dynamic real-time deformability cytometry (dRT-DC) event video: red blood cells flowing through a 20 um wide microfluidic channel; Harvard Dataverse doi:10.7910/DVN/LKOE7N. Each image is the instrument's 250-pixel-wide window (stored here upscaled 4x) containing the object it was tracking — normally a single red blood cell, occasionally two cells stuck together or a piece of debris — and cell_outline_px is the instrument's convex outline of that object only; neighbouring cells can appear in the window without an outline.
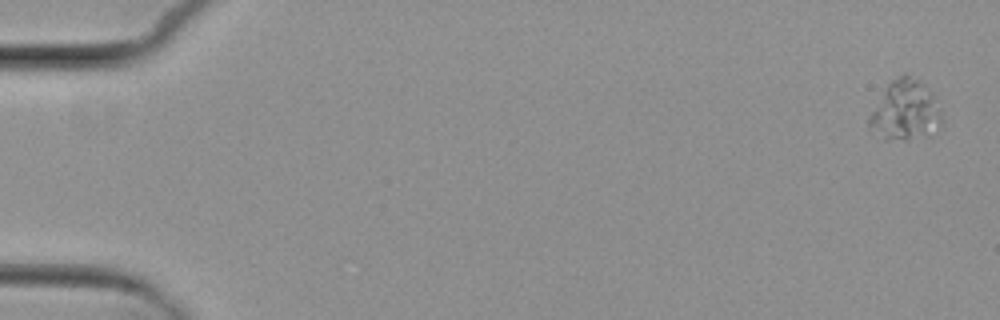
{"species": "common noctule bat (a hibernating species)", "species_latin": "Nyctalus noctula", "temperature_condition": "cold", "stored_images_in_passage": 9, "camera_frame_rate_fps": 3000, "um_per_image_px": 0.085, "animal": {"sex": "female", "body_mass_g": 29.2, "forearm_length_mm": 56.3}, "frame": {"image": 1, "passage_image": 1, "time_ms": 0.0, "image_size_px": [1000, 320], "cell_outline_px": [[944, 124], [928, 136], [908, 140], [884, 140], [868, 128], [868, 116], [884, 88], [892, 80], [900, 76], [908, 76], [916, 80], [932, 96], [940, 108], [944, 116]], "centroid_in_image_um": [76.93, 9.49], "position_along_channel_um": 8.1, "area_um2": 25.37}}
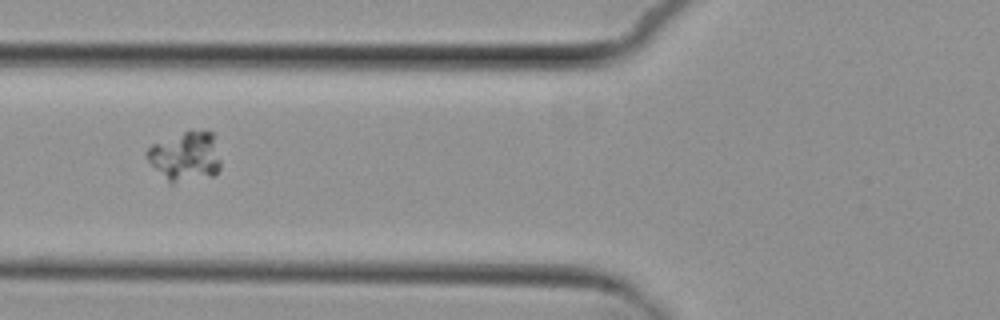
{"frame": {"image": 2, "passage_image": 7, "time_ms": 7.0, "image_size_px": [1000, 320], "cell_outline_px": [[220, 168], [212, 176], [172, 184], [168, 184], [148, 160], [144, 152], [152, 144], [184, 132], [204, 128], [212, 132], [220, 160]], "centroid_in_image_um": [15.75, 13.3], "position_along_channel_um": 110.0, "area_um2": 21.44}}
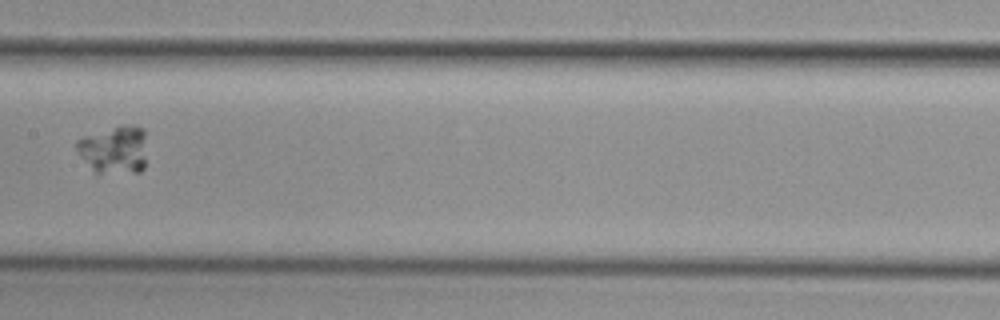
{"frame": {"image": 3, "passage_image": 9, "time_ms": 9.333, "image_size_px": [1000, 320], "cell_outline_px": [[144, 168], [140, 172], [96, 176], [80, 156], [76, 148], [76, 140], [84, 136], [120, 124], [132, 124], [144, 128]], "centroid_in_image_um": [9.67, 12.76], "position_along_channel_um": 197.7, "area_um2": 20.35}}